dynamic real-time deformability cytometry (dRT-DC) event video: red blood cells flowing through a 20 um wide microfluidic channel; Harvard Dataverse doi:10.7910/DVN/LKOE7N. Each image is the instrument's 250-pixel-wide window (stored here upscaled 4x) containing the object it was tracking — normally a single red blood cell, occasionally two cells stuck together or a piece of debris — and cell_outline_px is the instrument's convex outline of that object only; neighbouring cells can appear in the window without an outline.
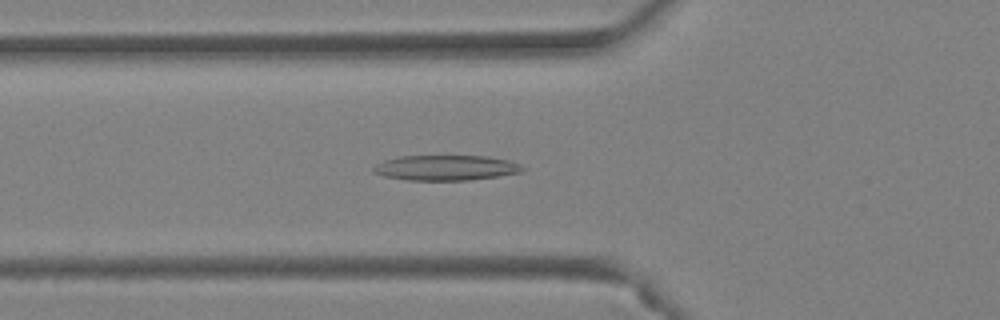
{"species": "Egyptian fruit bat (a non-hibernating species)", "species_latin": "Rousettus aegyptiacus", "temperature_condition": "warm", "stored_images_in_passage": 48, "segment_of_instrument_passage": [1, 2], "camera_frame_rate_fps": 3000, "um_per_image_px": 0.085, "animal": {"sex": "female"}, "frame": {"image": 1, "passage_image": 17, "time_ms": 5.333, "image_size_px": [1000, 320], "cell_outline_px": [[524, 168], [520, 172], [496, 176], [468, 180], [408, 180], [384, 176], [372, 172], [372, 168], [376, 164], [384, 160], [396, 156], [488, 156], [508, 160], [520, 164]], "centroid_in_image_um": [37.84, 14.25], "position_along_channel_um": 88.0, "area_um2": 21.85}}
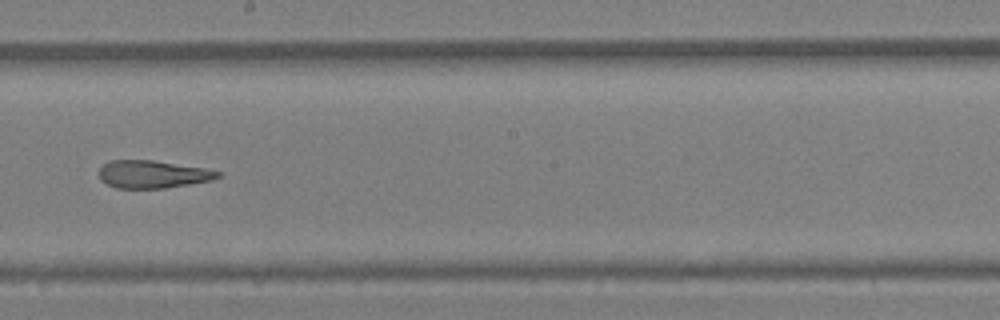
{"frame": {"image": 2, "passage_image": 27, "time_ms": 8.667, "image_size_px": [1000, 320], "cell_outline_px": [[224, 176], [212, 180], [164, 188], [116, 188], [100, 180], [96, 172], [108, 160], [152, 160], [204, 168], [224, 172]], "centroid_in_image_um": [12.98, 14.81], "position_along_channel_um": 235.2, "area_um2": 19.36}}
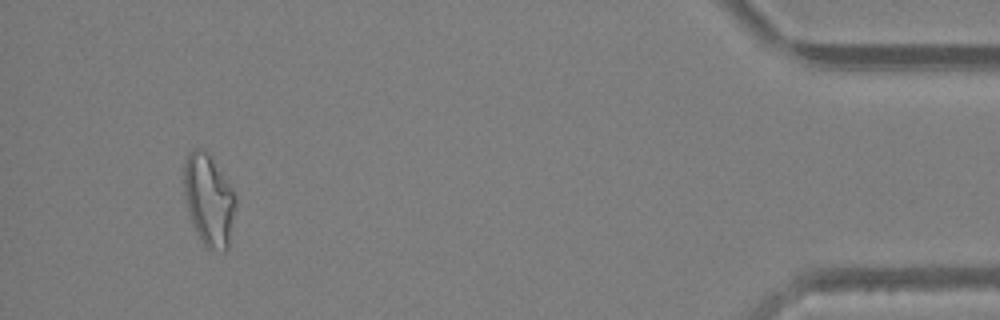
{"frame": {"image": 3, "passage_image": 44, "time_ms": 14.333, "image_size_px": [1000, 320], "cell_outline_px": [[236, 204], [228, 248], [224, 252], [208, 248], [200, 240], [196, 232], [188, 212], [184, 192], [184, 160], [188, 152], [192, 148], [204, 148], [208, 152], [232, 188], [236, 196]], "centroid_in_image_um": [17.74, 16.97], "position_along_channel_um": 417.5, "area_um2": 27.74}}